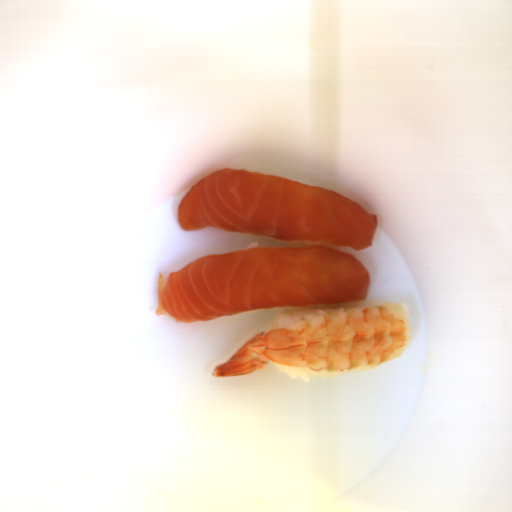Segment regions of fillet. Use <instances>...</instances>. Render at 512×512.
<instances>
[{
    "label": "fillet",
    "instance_id": "obj_1",
    "mask_svg": "<svg viewBox=\"0 0 512 512\" xmlns=\"http://www.w3.org/2000/svg\"><path fill=\"white\" fill-rule=\"evenodd\" d=\"M371 276L353 254L309 245L257 247L208 254L164 280L158 274V316L200 323L269 308L366 300Z\"/></svg>",
    "mask_w": 512,
    "mask_h": 512
},
{
    "label": "fillet",
    "instance_id": "obj_2",
    "mask_svg": "<svg viewBox=\"0 0 512 512\" xmlns=\"http://www.w3.org/2000/svg\"><path fill=\"white\" fill-rule=\"evenodd\" d=\"M176 218L185 231L206 226L235 234L371 247L378 220L353 199L284 177L219 168L185 193Z\"/></svg>",
    "mask_w": 512,
    "mask_h": 512
}]
</instances>
